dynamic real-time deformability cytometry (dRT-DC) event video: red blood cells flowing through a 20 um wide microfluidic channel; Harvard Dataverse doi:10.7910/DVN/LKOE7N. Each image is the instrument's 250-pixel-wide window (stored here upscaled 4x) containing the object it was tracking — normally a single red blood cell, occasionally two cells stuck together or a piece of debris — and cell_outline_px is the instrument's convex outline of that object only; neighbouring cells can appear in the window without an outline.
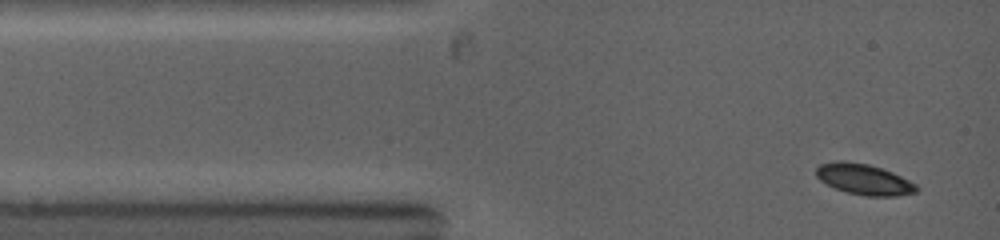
{"species": "common noctule bat (a hibernating species)", "species_latin": "Nyctalus noctula", "temperature_condition": "warm", "stored_images_in_passage": 27, "camera_frame_rate_fps": 5000, "um_per_image_px": 0.085, "animal": {"sex": "female", "body_mass_g": 19.0, "forearm_length_mm": 53.3}, "frame": {"image": 1, "passage_image": 1, "time_ms": 0.0, "image_size_px": [1000, 240], "cell_outline_px": [[920, 188], [916, 192], [896, 196], [864, 196], [848, 192], [836, 188], [820, 180], [816, 176], [816, 168], [820, 164], [836, 160], [844, 160], [868, 164], [892, 172], [916, 184]], "centroid_in_image_um": [73.43, 15.23], "position_along_channel_um": 11.6, "area_um2": 17.92}}
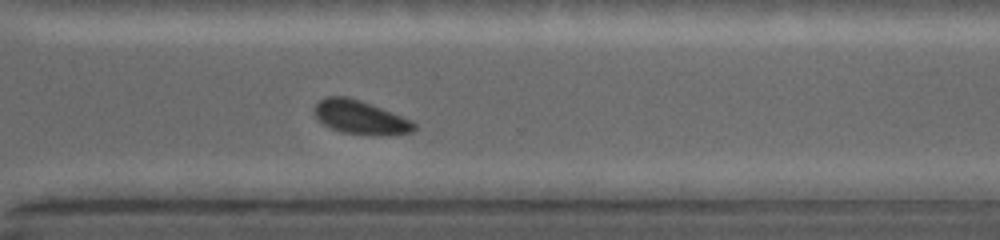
{"frame": {"image": 2, "passage_image": 20, "time_ms": 8.4, "image_size_px": [1000, 240], "cell_outline_px": [[416, 128], [412, 132], [340, 132], [324, 124], [312, 112], [312, 108], [320, 100], [328, 96], [348, 96], [360, 100], [412, 120], [416, 124]], "centroid_in_image_um": [30.54, 9.9], "position_along_channel_um": 340.1, "area_um2": 18.55}}
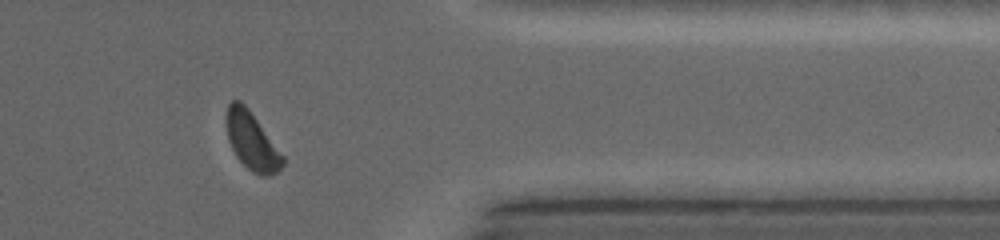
{"frame": {"image": 3, "passage_image": 23, "time_ms": 9.8, "image_size_px": [1000, 240], "cell_outline_px": [[284, 164], [276, 172], [268, 176], [260, 176], [252, 172], [236, 156], [228, 140], [224, 116], [228, 104], [232, 100], [240, 100], [248, 108], [284, 156]], "centroid_in_image_um": [21.37, 11.97], "position_along_channel_um": 390.0, "area_um2": 18.96}}